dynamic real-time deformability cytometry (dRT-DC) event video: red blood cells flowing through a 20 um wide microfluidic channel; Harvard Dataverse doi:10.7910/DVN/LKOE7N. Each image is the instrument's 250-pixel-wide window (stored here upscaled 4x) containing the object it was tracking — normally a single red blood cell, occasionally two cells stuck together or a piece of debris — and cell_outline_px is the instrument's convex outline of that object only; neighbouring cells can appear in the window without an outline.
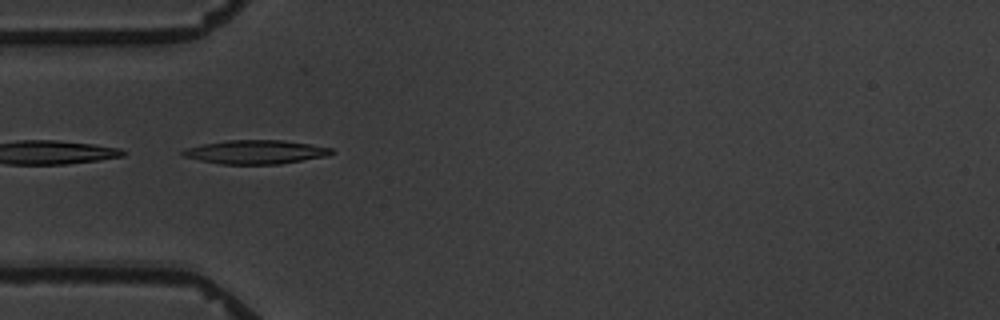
{"species": "common noctule bat (a hibernating species)", "species_latin": "Nyctalus noctula", "temperature_condition": "warm", "stored_images_in_passage": 2, "camera_frame_rate_fps": 3000, "um_per_image_px": 0.085, "animal": {"sex": "male", "body_mass_g": 19.5, "forearm_length_mm": 54.6}, "frame": {"image": 1, "passage_image": 1, "time_ms": 0.0, "image_size_px": [1000, 320], "cell_outline_px": [[336, 152], [328, 156], [280, 164], [220, 164], [200, 160], [184, 156], [180, 152], [184, 148], [204, 144], [228, 140], [284, 140], [332, 148]], "centroid_in_image_um": [21.75, 12.92], "position_along_channel_um": 63.2, "area_um2": 20.63}}